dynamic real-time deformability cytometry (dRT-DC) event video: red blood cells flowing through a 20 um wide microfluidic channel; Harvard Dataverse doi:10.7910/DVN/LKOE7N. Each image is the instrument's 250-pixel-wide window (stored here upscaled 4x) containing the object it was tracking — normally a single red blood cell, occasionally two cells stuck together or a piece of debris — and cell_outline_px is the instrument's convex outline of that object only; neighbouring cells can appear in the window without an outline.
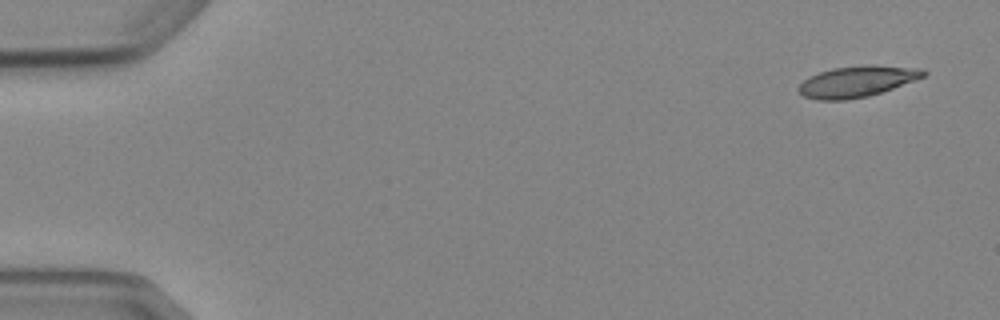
{"species": "Egyptian fruit bat (a non-hibernating species)", "species_latin": "Rousettus aegyptiacus", "temperature_condition": "cold", "stored_images_in_passage": 4, "camera_frame_rate_fps": 3000, "um_per_image_px": 0.085, "animal": {"sex": "female"}, "frame": {"image": 1, "passage_image": 1, "time_ms": 0.0, "image_size_px": [1000, 320], "cell_outline_px": [[928, 72], [924, 76], [892, 88], [868, 96], [844, 100], [820, 100], [804, 96], [796, 88], [808, 76], [832, 68], [868, 64], [872, 64], [904, 68]], "centroid_in_image_um": [72.73, 6.93], "position_along_channel_um": 12.3, "area_um2": 22.02}}